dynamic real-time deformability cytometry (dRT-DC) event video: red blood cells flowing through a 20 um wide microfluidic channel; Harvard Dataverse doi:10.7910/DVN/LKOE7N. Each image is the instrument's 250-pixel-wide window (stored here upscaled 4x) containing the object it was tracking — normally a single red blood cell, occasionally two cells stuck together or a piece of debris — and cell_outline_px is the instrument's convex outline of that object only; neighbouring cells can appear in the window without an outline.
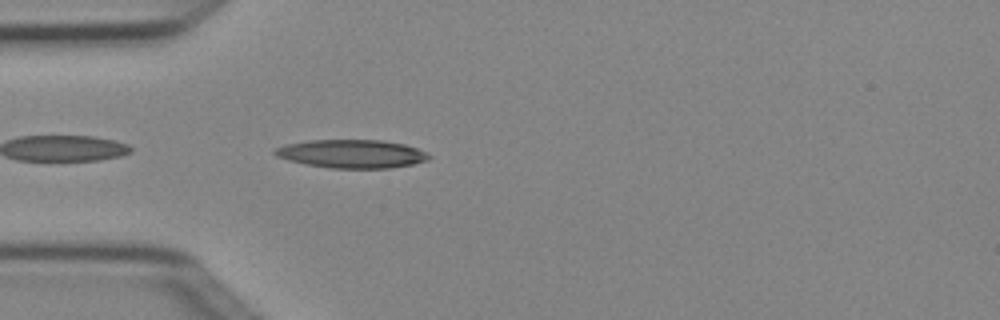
{"species": "Egyptian fruit bat (a non-hibernating species)", "species_latin": "Rousettus aegyptiacus", "temperature_condition": "cold", "stored_images_in_passage": 4, "camera_frame_rate_fps": 3000, "um_per_image_px": 0.085, "animal": {"sex": "female"}, "frame": {"image": 1, "passage_image": 4, "time_ms": 1.0, "image_size_px": [1000, 320], "cell_outline_px": [[432, 156], [428, 160], [412, 164], [388, 168], [328, 168], [304, 164], [288, 160], [276, 156], [272, 152], [276, 148], [284, 144], [308, 140], [380, 140], [404, 144], [428, 152]], "centroid_in_image_um": [29.88, 13.07], "position_along_channel_um": 55.1, "area_um2": 25.61}}